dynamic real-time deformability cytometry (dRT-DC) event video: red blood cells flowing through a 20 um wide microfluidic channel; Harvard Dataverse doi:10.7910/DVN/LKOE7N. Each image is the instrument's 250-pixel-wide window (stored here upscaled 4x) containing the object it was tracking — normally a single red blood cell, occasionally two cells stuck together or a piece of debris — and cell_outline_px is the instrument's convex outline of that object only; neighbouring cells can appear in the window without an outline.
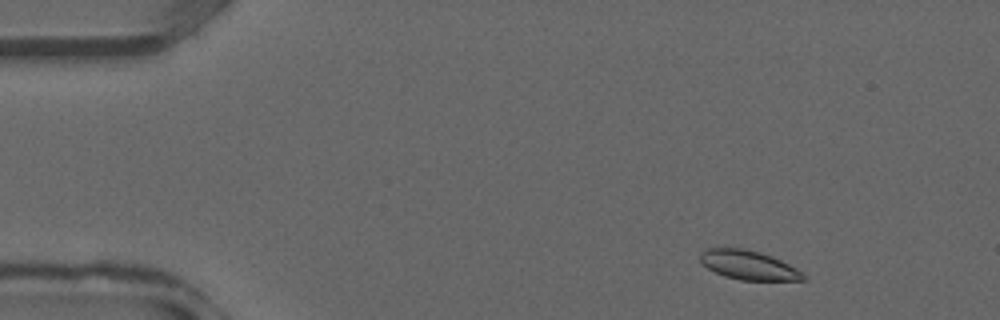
{"species": "common noctule bat (a hibernating species)", "species_latin": "Nyctalus noctula", "temperature_condition": "warm", "stored_images_in_passage": 36, "camera_frame_rate_fps": 3000, "um_per_image_px": 0.085, "animal": {"sex": "male", "forearm_length_mm": 52.5}, "frame": {"image": 1, "passage_image": 3, "time_ms": 0.667, "image_size_px": [1000, 320], "cell_outline_px": [[808, 280], [740, 280], [724, 276], [708, 268], [700, 260], [700, 252], [704, 248], [740, 248], [760, 252], [780, 260], [796, 268], [808, 276]], "centroid_in_image_um": [63.64, 22.54], "position_along_channel_um": 21.4, "area_um2": 17.46}}
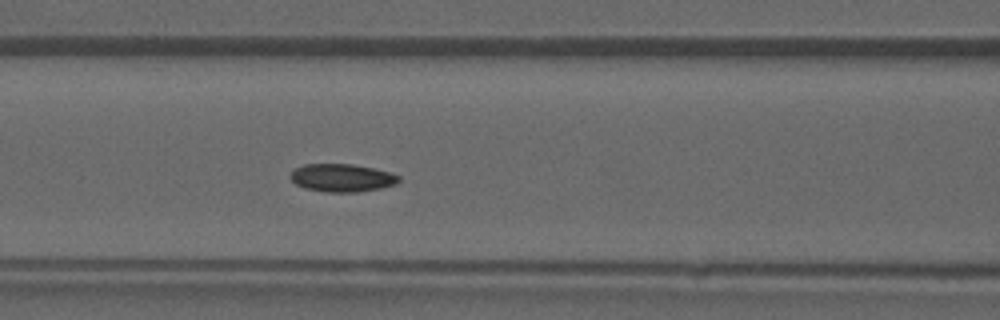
{"frame": {"image": 2, "passage_image": 14, "time_ms": 4.333, "image_size_px": [1000, 320], "cell_outline_px": [[400, 180], [396, 184], [380, 188], [356, 192], [324, 192], [304, 188], [296, 184], [288, 176], [296, 168], [304, 164], [352, 164], [392, 172], [400, 176]], "centroid_in_image_um": [29.07, 15.11], "position_along_channel_um": 137.5, "area_um2": 17.69}}
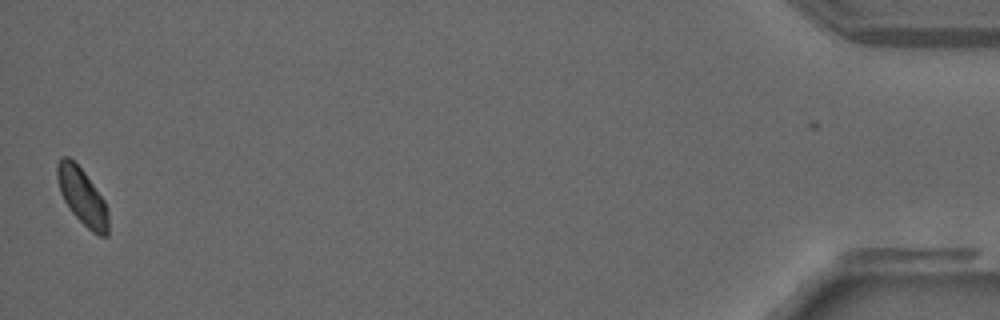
{"frame": {"image": 3, "passage_image": 35, "time_ms": 11.333, "image_size_px": [1000, 320], "cell_outline_px": [[108, 236], [100, 236], [92, 232], [72, 212], [64, 200], [60, 192], [56, 176], [56, 164], [64, 156], [68, 156], [84, 172], [104, 200], [108, 212]], "centroid_in_image_um": [6.98, 16.71], "position_along_channel_um": 428.2, "area_um2": 16.59}}